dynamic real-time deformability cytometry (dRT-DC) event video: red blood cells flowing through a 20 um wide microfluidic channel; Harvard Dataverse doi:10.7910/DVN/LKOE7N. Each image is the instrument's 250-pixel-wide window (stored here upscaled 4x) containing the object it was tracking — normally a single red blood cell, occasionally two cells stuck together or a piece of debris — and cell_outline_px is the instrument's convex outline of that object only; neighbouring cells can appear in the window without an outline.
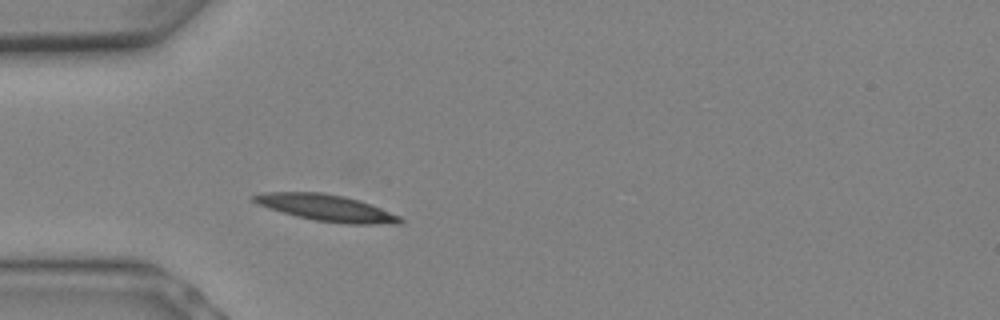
{"species": "Egyptian fruit bat (a non-hibernating species)", "species_latin": "Rousettus aegyptiacus", "temperature_condition": "warm", "stored_images_in_passage": 3, "camera_frame_rate_fps": 3000, "um_per_image_px": 0.085, "animal": {"sex": "female"}, "frame": {"image": 1, "passage_image": 3, "time_ms": 0.667, "image_size_px": [1000, 320], "cell_outline_px": [[404, 220], [400, 224], [344, 224], [316, 220], [296, 216], [268, 208], [252, 200], [248, 196], [264, 192], [320, 192], [344, 196], [360, 200], [400, 216]], "centroid_in_image_um": [27.74, 17.67], "position_along_channel_um": 57.3, "area_um2": 22.6}}